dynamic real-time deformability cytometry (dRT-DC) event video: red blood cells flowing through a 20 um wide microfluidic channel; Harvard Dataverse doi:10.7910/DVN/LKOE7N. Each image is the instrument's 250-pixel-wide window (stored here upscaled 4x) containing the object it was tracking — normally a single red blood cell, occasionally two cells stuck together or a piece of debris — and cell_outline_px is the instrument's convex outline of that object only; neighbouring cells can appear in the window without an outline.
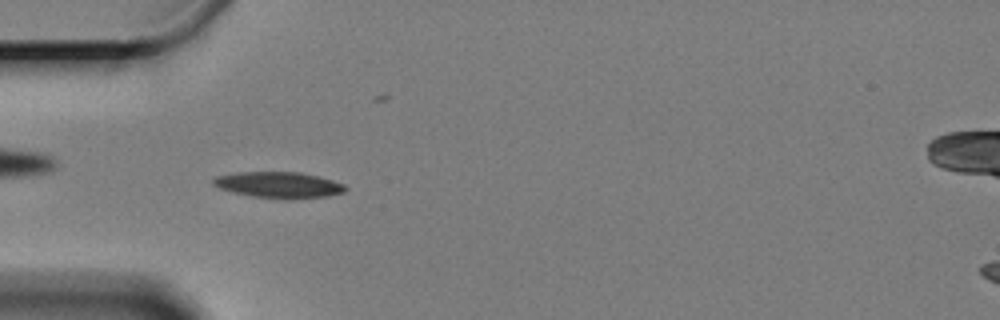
{"species": "Egyptian fruit bat (a non-hibernating species)", "species_latin": "Rousettus aegyptiacus", "temperature_condition": "cold", "stored_images_in_passage": 46, "camera_frame_rate_fps": 3000, "um_per_image_px": 0.085, "animal": {"sex": "female"}, "frame": {"image": 1, "passage_image": 5, "time_ms": 1.333, "image_size_px": [1000, 320], "cell_outline_px": [[348, 188], [344, 192], [328, 196], [252, 196], [232, 192], [220, 188], [212, 184], [212, 180], [216, 176], [236, 172], [300, 172], [332, 180], [344, 184]], "centroid_in_image_um": [23.64, 15.66], "position_along_channel_um": 61.4, "area_um2": 19.13}}
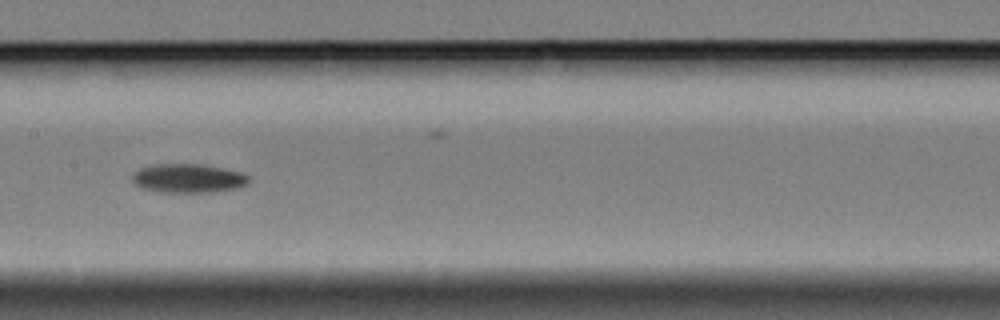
{"frame": {"image": 2, "passage_image": 17, "time_ms": 5.333, "image_size_px": [1000, 320], "cell_outline_px": [[248, 184], [236, 188], [212, 192], [160, 192], [144, 188], [136, 184], [132, 180], [132, 176], [140, 168], [152, 164], [204, 164], [240, 172], [248, 176]], "centroid_in_image_um": [16.0, 15.15], "position_along_channel_um": 191.4, "area_um2": 19.48}}
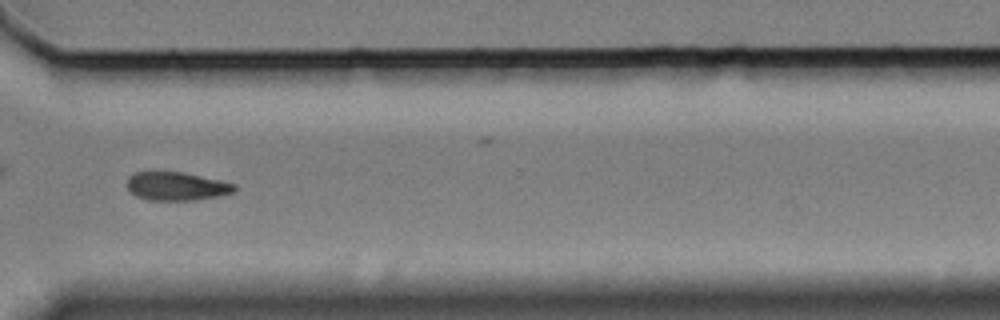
{"frame": {"image": 3, "passage_image": 32, "time_ms": 10.333, "image_size_px": [1000, 320], "cell_outline_px": [[236, 188], [232, 192], [220, 196], [196, 200], [148, 200], [136, 196], [128, 192], [128, 176], [136, 172], [184, 172], [220, 180], [236, 184]], "centroid_in_image_um": [15.0, 15.83], "position_along_channel_um": 355.6, "area_um2": 17.86}, "authors_computed_cell_mechanics": {"area_um2": 19.1607, "velocity_mm_per_s": 3.2823, "shape_relaxation_time_tau1_ms": 4.5738, "shape_relaxation_time_tau2_ms": null, "deformation_change_tau1": 0.0869, "deformation_change_tau2": null}}